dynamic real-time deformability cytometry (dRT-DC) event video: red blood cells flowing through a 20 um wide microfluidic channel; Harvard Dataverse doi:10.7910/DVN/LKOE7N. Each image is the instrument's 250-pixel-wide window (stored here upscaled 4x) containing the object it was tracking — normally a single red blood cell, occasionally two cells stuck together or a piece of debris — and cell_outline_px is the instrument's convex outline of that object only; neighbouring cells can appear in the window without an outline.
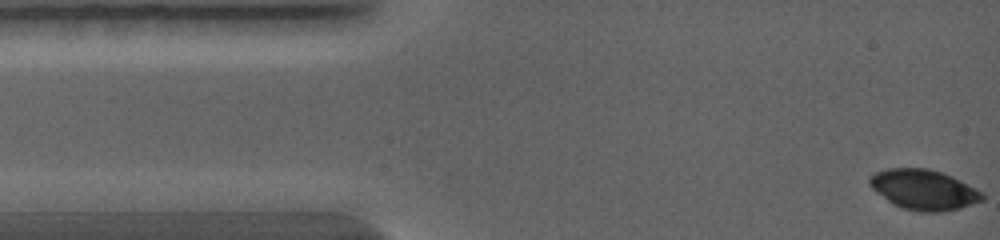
{"species": "common noctule bat (a hibernating species)", "species_latin": "Nyctalus noctula", "temperature_condition": "warm", "stored_images_in_passage": 14, "camera_frame_rate_fps": 5000, "um_per_image_px": 0.085, "animal": {"sex": "female", "body_mass_g": 19.0, "forearm_length_mm": 56.7}, "frame": {"image": 1, "passage_image": 1, "time_ms": 0.0, "image_size_px": [1000, 240], "cell_outline_px": [[984, 200], [960, 208], [940, 212], [920, 212], [900, 208], [892, 204], [876, 192], [868, 184], [868, 176], [876, 172], [888, 168], [928, 168], [952, 176], [984, 192]], "centroid_in_image_um": [78.51, 16.13], "position_along_channel_um": 6.5, "area_um2": 26.65}}
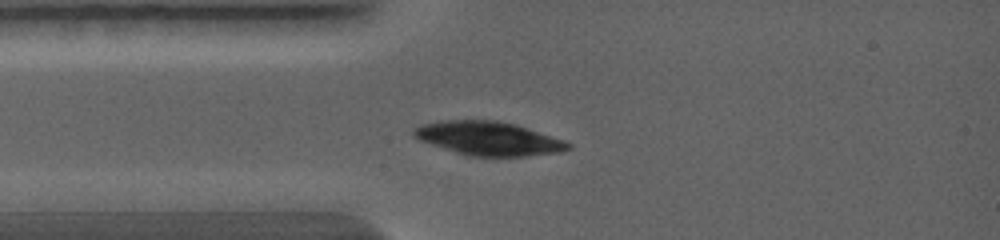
{"frame": {"image": 2, "passage_image": 12, "time_ms": 2.2, "image_size_px": [1000, 240], "cell_outline_px": [[572, 148], [560, 152], [528, 156], [468, 156], [420, 140], [412, 136], [412, 128], [420, 124], [440, 120], [500, 120], [516, 124], [564, 140], [572, 144]], "centroid_in_image_um": [41.52, 11.76], "position_along_channel_um": 43.5, "area_um2": 30.52}}